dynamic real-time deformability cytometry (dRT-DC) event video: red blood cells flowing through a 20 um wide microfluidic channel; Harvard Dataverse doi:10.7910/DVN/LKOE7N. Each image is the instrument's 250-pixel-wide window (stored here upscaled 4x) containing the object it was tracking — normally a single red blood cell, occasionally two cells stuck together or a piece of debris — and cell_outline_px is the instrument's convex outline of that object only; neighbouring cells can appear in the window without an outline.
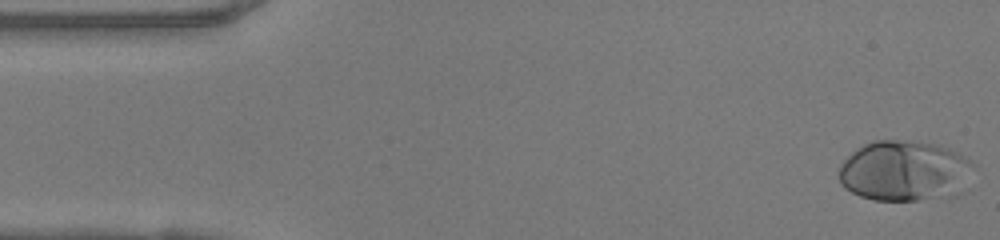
{"species": "human", "species_latin": "Homo sapiens", "temperature_condition": "warm", "stored_images_in_passage": 10, "camera_frame_rate_fps": 3000, "um_per_image_px": 0.085, "donor": {"sex": "female"}, "frame": {"image": 1, "passage_image": 1, "time_ms": 0.0, "image_size_px": [1000, 240], "cell_outline_px": [[976, 164], [940, 196], [916, 200], [872, 200], [860, 196], [844, 188], [840, 184], [840, 164], [856, 148], [872, 140], [912, 140], [936, 144], [948, 148], [956, 152]], "centroid_in_image_um": [76.67, 14.46], "position_along_channel_um": 8.3, "area_um2": 45.55}}